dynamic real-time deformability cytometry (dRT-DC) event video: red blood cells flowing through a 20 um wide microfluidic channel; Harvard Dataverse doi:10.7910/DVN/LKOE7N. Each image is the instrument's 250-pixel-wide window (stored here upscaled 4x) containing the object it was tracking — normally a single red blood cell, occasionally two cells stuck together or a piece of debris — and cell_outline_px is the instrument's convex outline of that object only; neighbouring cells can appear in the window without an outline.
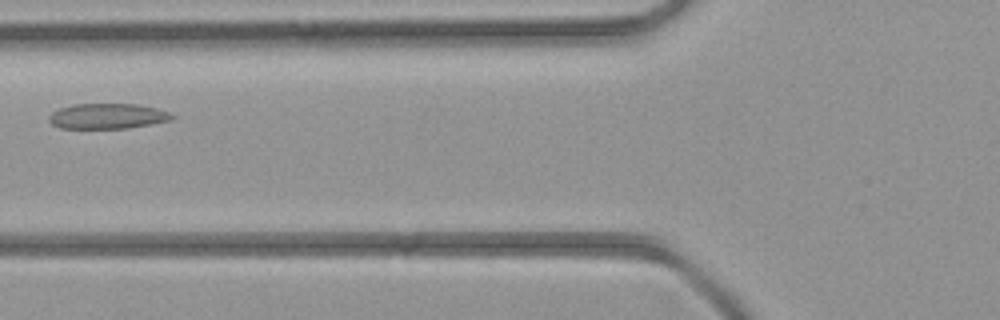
{"species": "common noctule bat (a hibernating species)", "species_latin": "Nyctalus noctula", "temperature_condition": "room temperature", "stored_images_in_passage": 4, "camera_frame_rate_fps": 3000, "um_per_image_px": 0.085, "animal": {"sex": "female", "body_mass_g": 21.9}, "frame": {"image": 1, "passage_image": 4, "time_ms": 4.333, "image_size_px": [1000, 320], "cell_outline_px": [[176, 116], [172, 120], [124, 128], [60, 128], [52, 124], [48, 120], [48, 116], [52, 112], [60, 108], [72, 104], [140, 104], [172, 112]], "centroid_in_image_um": [9.15, 9.86], "position_along_channel_um": 116.7, "area_um2": 18.21}}